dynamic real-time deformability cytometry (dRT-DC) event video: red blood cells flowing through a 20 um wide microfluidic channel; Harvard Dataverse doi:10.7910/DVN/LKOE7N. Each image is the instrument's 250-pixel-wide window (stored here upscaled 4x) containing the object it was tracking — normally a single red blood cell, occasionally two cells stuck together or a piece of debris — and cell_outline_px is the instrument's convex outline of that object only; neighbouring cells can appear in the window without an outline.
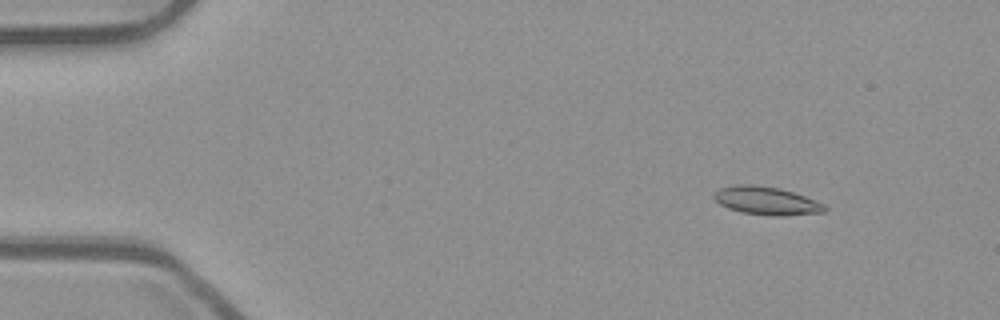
{"species": "common noctule bat (a hibernating species)", "species_latin": "Nyctalus noctula", "temperature_condition": "room temperature", "stored_images_in_passage": 55, "camera_frame_rate_fps": 3000, "um_per_image_px": 0.085, "animal": {"sex": "male", "body_mass_g": 23.1, "forearm_length_mm": 52.7}, "frame": {"image": 1, "passage_image": 7, "time_ms": 2.0, "image_size_px": [1000, 320], "cell_outline_px": [[828, 208], [824, 212], [780, 216], [776, 216], [744, 212], [728, 208], [720, 204], [712, 196], [720, 188], [740, 184], [752, 184], [780, 188], [804, 196], [824, 204]], "centroid_in_image_um": [65.16, 17.06], "position_along_channel_um": 19.8, "area_um2": 17.86}}
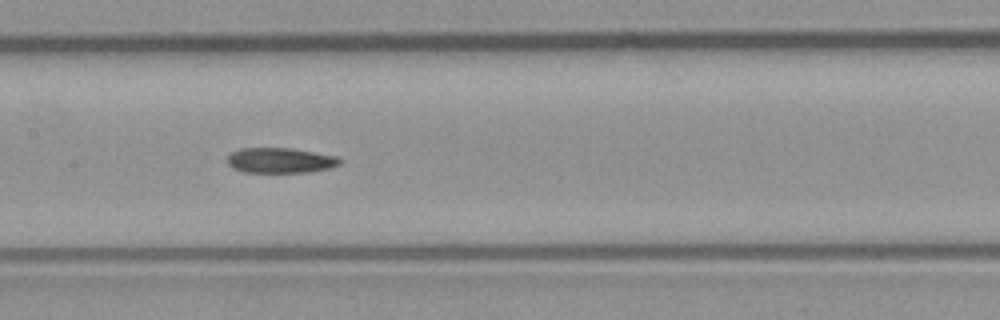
{"frame": {"image": 2, "passage_image": 27, "time_ms": 8.667, "image_size_px": [1000, 320], "cell_outline_px": [[340, 164], [328, 168], [308, 172], [244, 172], [232, 168], [228, 164], [228, 156], [232, 152], [240, 148], [292, 148], [340, 156]], "centroid_in_image_um": [23.83, 13.62], "position_along_channel_um": 183.6, "area_um2": 16.59}}
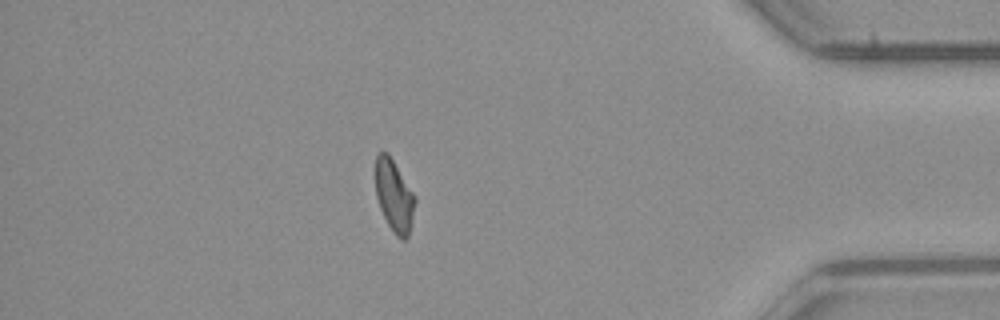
{"frame": {"image": 3, "passage_image": 47, "time_ms": 15.333, "image_size_px": [1000, 320], "cell_outline_px": [[416, 200], [408, 236], [404, 240], [400, 240], [396, 236], [388, 224], [380, 208], [376, 196], [376, 152], [388, 152], [416, 196]], "centroid_in_image_um": [33.51, 16.63], "position_along_channel_um": 401.7, "area_um2": 16.53}}